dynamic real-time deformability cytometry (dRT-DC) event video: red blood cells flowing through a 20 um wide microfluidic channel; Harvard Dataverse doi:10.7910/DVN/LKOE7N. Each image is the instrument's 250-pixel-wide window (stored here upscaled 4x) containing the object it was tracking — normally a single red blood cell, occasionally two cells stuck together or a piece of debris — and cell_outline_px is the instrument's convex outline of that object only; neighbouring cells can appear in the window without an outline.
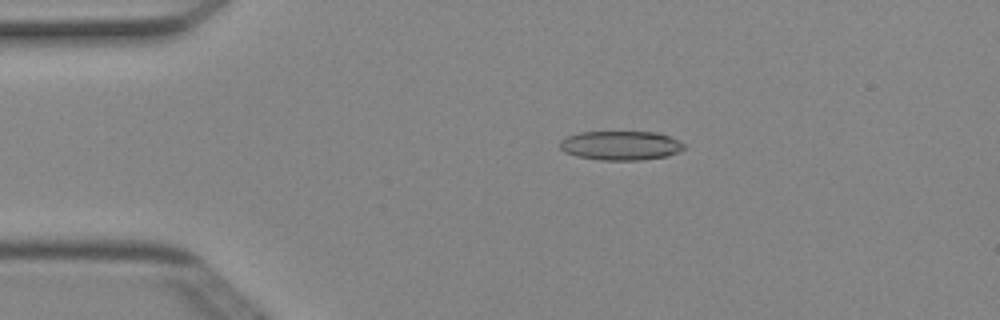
{"species": "Egyptian fruit bat (a non-hibernating species)", "species_latin": "Rousettus aegyptiacus", "temperature_condition": "cold", "stored_images_in_passage": 49, "camera_frame_rate_fps": 3000, "um_per_image_px": 0.085, "animal": {"sex": "female"}, "frame": {"image": 1, "passage_image": 9, "time_ms": 2.667, "image_size_px": [1000, 320], "cell_outline_px": [[688, 148], [680, 152], [668, 156], [640, 160], [600, 160], [576, 156], [564, 152], [560, 148], [560, 140], [568, 136], [580, 132], [656, 132], [680, 140], [688, 144]], "centroid_in_image_um": [52.83, 12.37], "position_along_channel_um": 32.2, "area_um2": 21.44}}
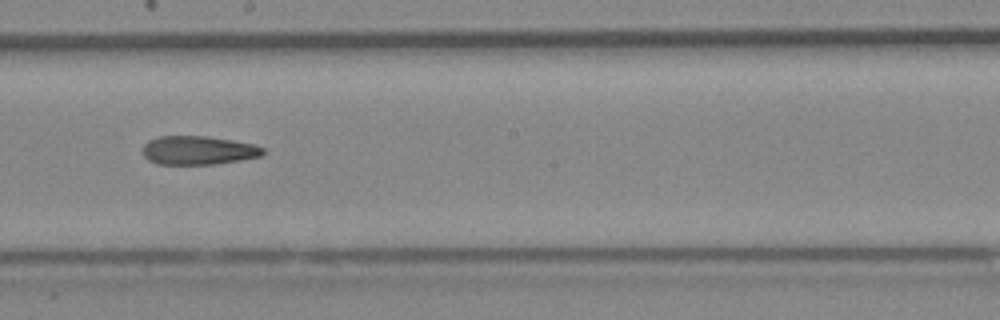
{"frame": {"image": 2, "passage_image": 27, "time_ms": 8.667, "image_size_px": [1000, 320], "cell_outline_px": [[264, 156], [216, 164], [156, 164], [148, 160], [144, 156], [144, 144], [148, 140], [160, 136], [208, 136], [232, 140], [252, 144], [264, 148]], "centroid_in_image_um": [16.86, 12.78], "position_along_channel_um": 231.3, "area_um2": 20.17}}
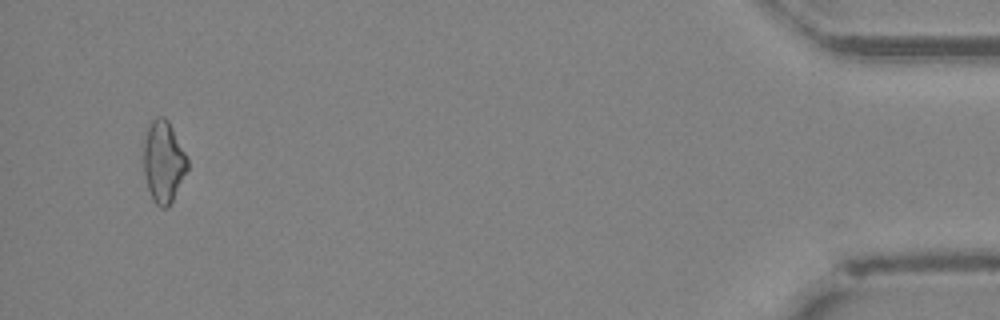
{"frame": {"image": 3, "passage_image": 47, "time_ms": 15.333, "image_size_px": [1000, 320], "cell_outline_px": [[188, 168], [172, 200], [164, 208], [160, 208], [152, 200], [148, 188], [144, 172], [144, 140], [148, 128], [152, 120], [156, 116], [164, 116], [168, 120], [188, 160]], "centroid_in_image_um": [13.88, 13.73], "position_along_channel_um": 421.3, "area_um2": 20.46}, "authors_computed_cell_mechanics": {"area_um2": 20.6924, "velocity_mm_per_s": 4.0575, "shape_relaxation_time_tau1_ms": null, "shape_relaxation_time_tau2_ms": 4.3913, "deformation_change_tau1": null, "deformation_change_tau2": 0.1553}}